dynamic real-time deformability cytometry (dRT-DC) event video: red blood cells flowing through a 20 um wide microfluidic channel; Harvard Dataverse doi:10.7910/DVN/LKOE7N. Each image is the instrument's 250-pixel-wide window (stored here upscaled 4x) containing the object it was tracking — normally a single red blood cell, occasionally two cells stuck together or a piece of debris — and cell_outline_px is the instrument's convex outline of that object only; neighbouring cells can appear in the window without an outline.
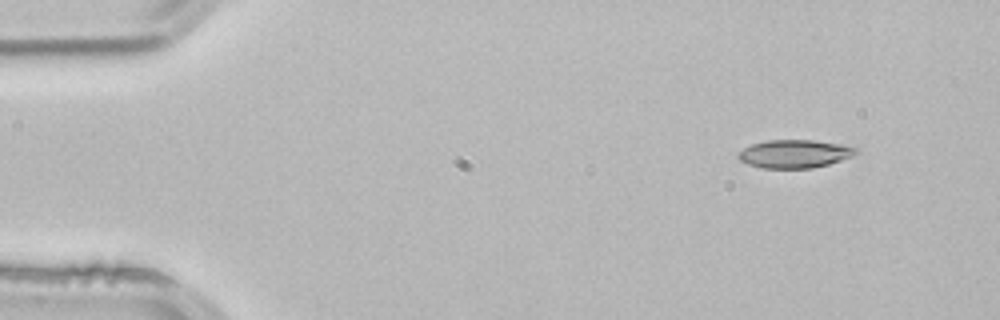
{"species": "common noctule bat (a hibernating species)", "species_latin": "Nyctalus noctula", "temperature_condition": "room temperature", "stored_images_in_passage": 3, "camera_frame_rate_fps": 3000, "um_per_image_px": 0.085, "animal": {"sex": "male", "body_mass_g": 21.5, "forearm_length_mm": 52.0}, "frame": {"image": 1, "passage_image": 1, "time_ms": 0.0, "image_size_px": [1000, 320], "cell_outline_px": [[860, 152], [852, 156], [828, 164], [812, 168], [760, 168], [748, 164], [740, 160], [736, 156], [736, 152], [752, 144], [764, 140], [812, 140], [844, 144], [856, 148]], "centroid_in_image_um": [67.51, 13.07], "position_along_channel_um": 17.5, "area_um2": 19.48}}
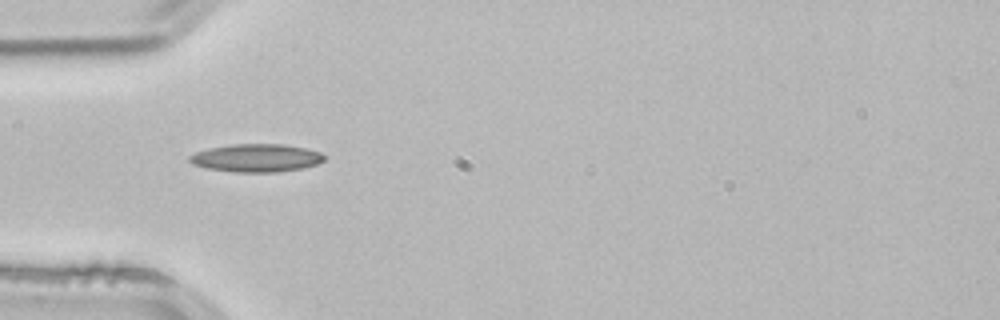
{"frame": {"image": 2, "passage_image": 3, "time_ms": 0.667, "image_size_px": [1000, 320], "cell_outline_px": [[328, 156], [324, 160], [316, 164], [304, 168], [276, 172], [232, 172], [208, 168], [192, 164], [188, 160], [188, 156], [196, 152], [208, 148], [232, 144], [284, 144], [308, 148], [320, 152]], "centroid_in_image_um": [21.81, 13.42], "position_along_channel_um": 63.2, "area_um2": 22.2}}